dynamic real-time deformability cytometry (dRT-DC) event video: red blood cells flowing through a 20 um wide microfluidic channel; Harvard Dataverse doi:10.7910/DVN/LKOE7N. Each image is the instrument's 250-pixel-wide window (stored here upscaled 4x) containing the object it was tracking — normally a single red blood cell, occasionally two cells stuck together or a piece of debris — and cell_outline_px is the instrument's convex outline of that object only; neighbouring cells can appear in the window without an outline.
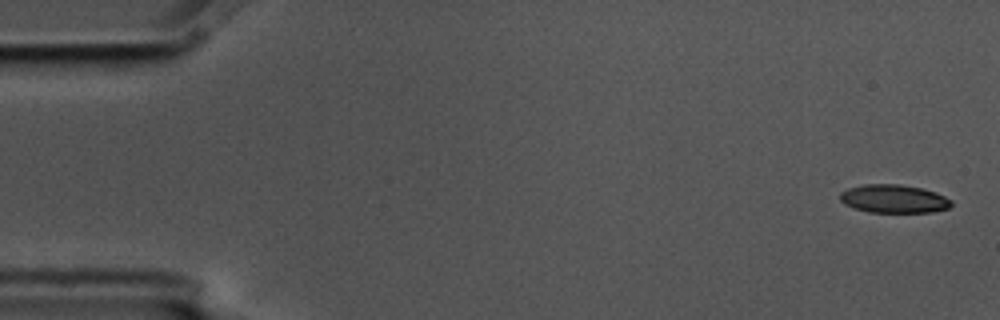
{"species": "common noctule bat (a hibernating species)", "species_latin": "Nyctalus noctula", "temperature_condition": "cold", "stored_images_in_passage": 5, "camera_frame_rate_fps": 3000, "um_per_image_px": 0.085, "animal": {"sex": "male", "body_mass_g": 17.5, "forearm_length_mm": 52.3}, "frame": {"image": 1, "passage_image": 1, "time_ms": 0.0, "image_size_px": [1000, 320], "cell_outline_px": [[952, 204], [948, 208], [932, 212], [868, 212], [852, 208], [844, 204], [840, 200], [840, 192], [848, 188], [864, 184], [900, 184], [920, 188], [936, 192], [952, 200]], "centroid_in_image_um": [75.95, 16.9], "position_along_channel_um": 9.1, "area_um2": 18.44}}
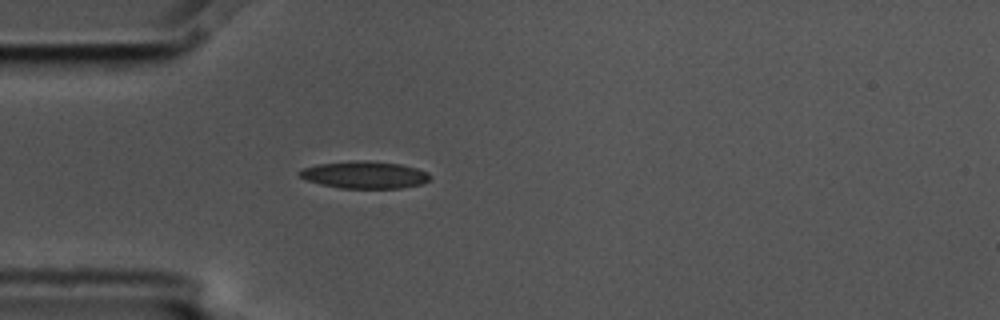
{"frame": {"image": 2, "passage_image": 5, "time_ms": 1.333, "image_size_px": [1000, 320], "cell_outline_px": [[432, 180], [420, 184], [400, 188], [340, 188], [320, 184], [308, 180], [300, 176], [296, 172], [300, 168], [316, 164], [352, 160], [364, 160], [400, 164], [416, 168], [428, 172], [432, 176]], "centroid_in_image_um": [30.97, 14.85], "position_along_channel_um": 54.0, "area_um2": 20.92}}